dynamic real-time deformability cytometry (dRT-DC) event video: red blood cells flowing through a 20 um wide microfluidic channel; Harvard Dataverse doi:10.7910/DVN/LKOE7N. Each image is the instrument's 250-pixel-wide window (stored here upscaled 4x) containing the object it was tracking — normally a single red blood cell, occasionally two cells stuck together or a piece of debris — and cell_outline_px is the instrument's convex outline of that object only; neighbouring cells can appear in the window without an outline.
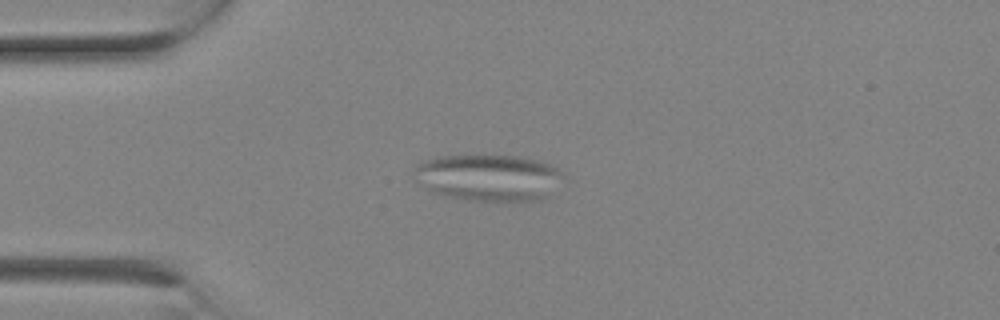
{"species": "Egyptian fruit bat (a non-hibernating species)", "species_latin": "Rousettus aegyptiacus", "temperature_condition": "room temperature", "stored_images_in_passage": 1, "camera_frame_rate_fps": 3000, "um_per_image_px": 0.085, "animal": {"sex": "female"}, "frame": {"image": 1, "passage_image": 1, "time_ms": 0.0, "image_size_px": [1000, 320], "cell_outline_px": [[560, 176], [548, 196], [540, 200], [468, 200], [444, 196], [432, 192], [416, 180], [416, 164], [424, 160], [440, 156], [520, 156], [536, 160], [548, 164], [556, 168], [560, 172]], "centroid_in_image_um": [41.46, 15.09], "position_along_channel_um": 43.5, "area_um2": 39.65}}